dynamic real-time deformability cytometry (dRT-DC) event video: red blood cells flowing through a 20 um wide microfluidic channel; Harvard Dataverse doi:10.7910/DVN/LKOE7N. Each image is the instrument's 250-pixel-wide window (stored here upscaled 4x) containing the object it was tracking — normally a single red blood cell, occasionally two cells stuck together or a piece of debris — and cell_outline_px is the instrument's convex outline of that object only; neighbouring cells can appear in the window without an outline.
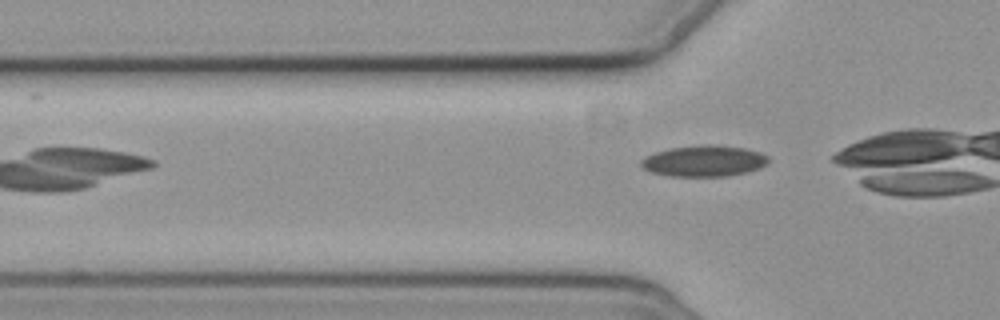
{"species": "common noctule bat (a hibernating species)", "species_latin": "Nyctalus noctula", "temperature_condition": "cold", "stored_images_in_passage": 3, "camera_frame_rate_fps": 3000, "um_per_image_px": 0.085, "animal": {"sex": "female", "body_mass_g": 19.3, "forearm_length_mm": 54.1}, "frame": {"image": 1, "passage_image": 3, "time_ms": 2.667, "image_size_px": [1000, 320], "cell_outline_px": [[772, 160], [768, 164], [760, 168], [748, 172], [724, 176], [672, 176], [652, 172], [644, 168], [640, 164], [640, 160], [656, 152], [668, 148], [704, 144], [708, 144], [744, 148], [760, 152], [768, 156]], "centroid_in_image_um": [59.89, 13.68], "position_along_channel_um": 65.9, "area_um2": 23.12}}